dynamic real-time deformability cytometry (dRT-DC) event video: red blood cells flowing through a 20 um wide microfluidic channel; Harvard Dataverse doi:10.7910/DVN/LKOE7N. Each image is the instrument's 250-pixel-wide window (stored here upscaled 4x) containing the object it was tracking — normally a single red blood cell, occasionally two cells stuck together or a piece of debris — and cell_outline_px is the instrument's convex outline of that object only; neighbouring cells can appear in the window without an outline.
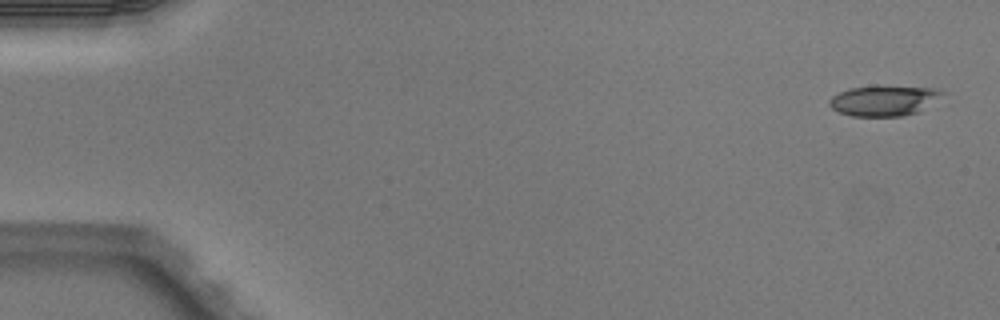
{"species": "Egyptian fruit bat (a non-hibernating species)", "species_latin": "Rousettus aegyptiacus", "temperature_condition": "warm", "stored_images_in_passage": 5, "camera_frame_rate_fps": 3000, "um_per_image_px": 0.085, "animal": {"sex": "male"}, "frame": {"image": 1, "passage_image": 1, "time_ms": 0.0, "image_size_px": [1000, 320], "cell_outline_px": [[944, 92], [916, 112], [904, 116], [852, 116], [840, 112], [832, 108], [828, 104], [828, 100], [832, 96], [848, 88], [876, 84], [936, 88]], "centroid_in_image_um": [75.04, 8.51], "position_along_channel_um": 10.0, "area_um2": 20.06}}
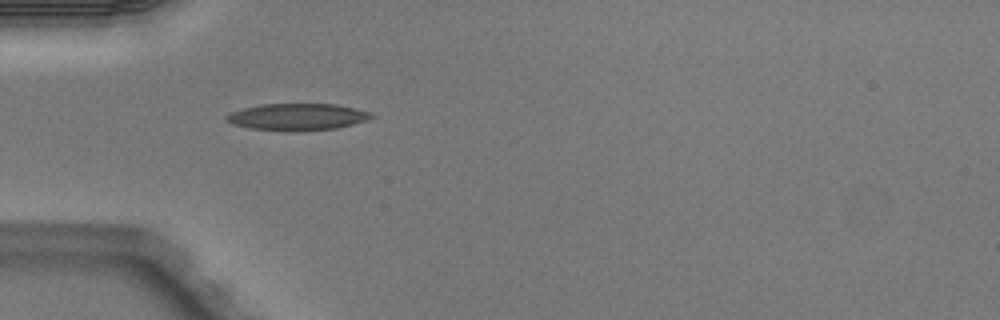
{"frame": {"image": 2, "passage_image": 4, "time_ms": 1.0, "image_size_px": [1000, 320], "cell_outline_px": [[376, 116], [368, 120], [336, 128], [296, 132], [252, 128], [232, 124], [224, 116], [232, 112], [244, 108], [260, 104], [336, 104], [356, 108], [372, 112]], "centroid_in_image_um": [25.33, 9.93], "position_along_channel_um": 59.7, "area_um2": 22.72}}
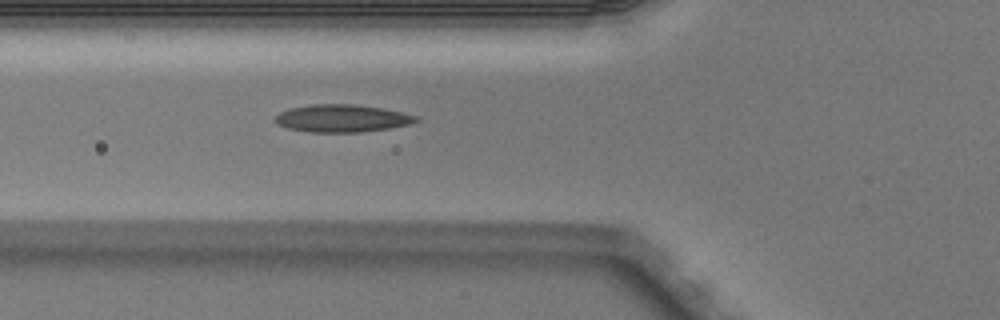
{"frame": {"image": 3, "passage_image": 5, "time_ms": 1.333, "image_size_px": [1000, 320], "cell_outline_px": [[420, 120], [412, 124], [388, 128], [360, 132], [308, 132], [288, 128], [276, 124], [272, 120], [280, 112], [292, 108], [312, 104], [352, 104], [384, 108], [416, 116]], "centroid_in_image_um": [29.05, 10.06], "position_along_channel_um": 96.7, "area_um2": 22.6}}